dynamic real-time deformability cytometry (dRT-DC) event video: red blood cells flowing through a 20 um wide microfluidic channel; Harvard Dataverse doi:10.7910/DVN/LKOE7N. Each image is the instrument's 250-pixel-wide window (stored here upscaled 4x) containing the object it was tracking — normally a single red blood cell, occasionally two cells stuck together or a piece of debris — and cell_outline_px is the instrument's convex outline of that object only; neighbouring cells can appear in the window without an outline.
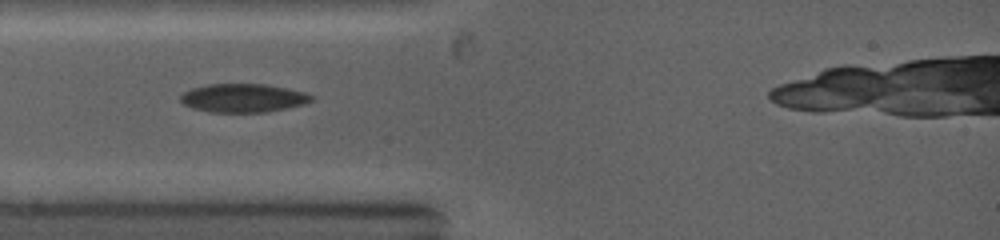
{"species": "common noctule bat (a hibernating species)", "species_latin": "Nyctalus noctula", "temperature_condition": "warm", "stored_images_in_passage": 4, "camera_frame_rate_fps": 5000, "um_per_image_px": 0.085, "animal": {"sex": "female", "body_mass_g": 19.0, "forearm_length_mm": 53.3}, "frame": {"image": 1, "passage_image": 3, "time_ms": 1.2, "image_size_px": [1000, 240], "cell_outline_px": [[316, 100], [304, 104], [268, 112], [208, 112], [192, 108], [184, 104], [180, 100], [180, 96], [184, 92], [192, 88], [208, 84], [268, 84], [288, 88], [304, 92], [312, 96]], "centroid_in_image_um": [20.69, 8.33], "position_along_channel_um": 64.3, "area_um2": 21.91}}